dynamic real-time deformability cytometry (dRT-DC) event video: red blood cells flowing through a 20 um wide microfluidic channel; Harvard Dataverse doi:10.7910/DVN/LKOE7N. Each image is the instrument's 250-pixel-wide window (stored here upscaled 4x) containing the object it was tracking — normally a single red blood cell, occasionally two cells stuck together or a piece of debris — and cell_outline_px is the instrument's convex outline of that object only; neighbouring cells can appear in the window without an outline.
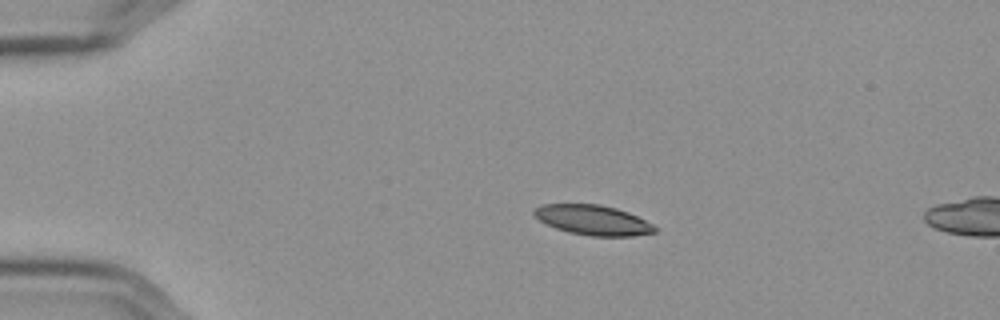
{"species": "Egyptian fruit bat (a non-hibernating species)", "species_latin": "Rousettus aegyptiacus", "temperature_condition": "cold", "stored_images_in_passage": 6, "camera_frame_rate_fps": 3000, "um_per_image_px": 0.085, "frame": {"image": 1, "passage_image": 1, "time_ms": 0.0, "image_size_px": [1000, 320], "cell_outline_px": [[656, 232], [632, 236], [592, 236], [568, 232], [556, 228], [540, 220], [532, 212], [536, 208], [544, 204], [600, 204], [616, 208], [628, 212], [652, 224], [656, 228]], "centroid_in_image_um": [50.41, 18.7], "position_along_channel_um": 34.6, "area_um2": 20.81}}